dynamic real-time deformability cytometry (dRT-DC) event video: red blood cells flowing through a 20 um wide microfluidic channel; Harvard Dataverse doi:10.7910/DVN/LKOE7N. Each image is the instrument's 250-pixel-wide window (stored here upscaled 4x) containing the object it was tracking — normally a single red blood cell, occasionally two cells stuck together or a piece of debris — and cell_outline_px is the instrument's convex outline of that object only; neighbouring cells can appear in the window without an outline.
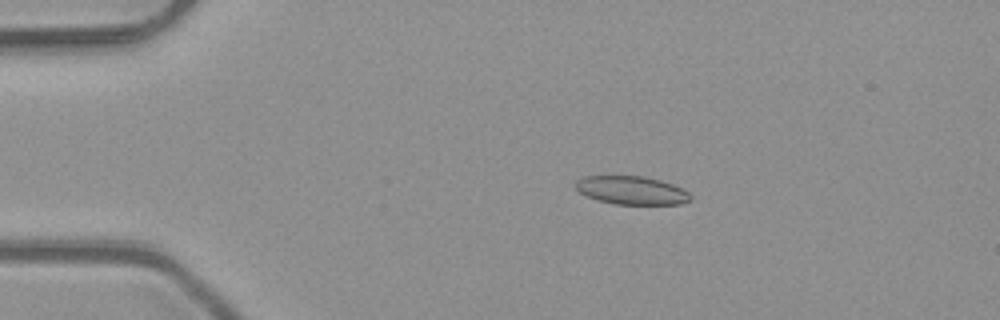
{"species": "common noctule bat (a hibernating species)", "species_latin": "Nyctalus noctula", "temperature_condition": "room temperature", "stored_images_in_passage": 51, "camera_frame_rate_fps": 3000, "um_per_image_px": 0.085, "animal": {"sex": "male", "body_mass_g": 23.1, "forearm_length_mm": 52.7}, "frame": {"image": 1, "passage_image": 10, "time_ms": 3.0, "image_size_px": [1000, 320], "cell_outline_px": [[692, 200], [680, 204], [616, 204], [596, 200], [580, 192], [576, 188], [576, 180], [580, 176], [644, 176], [660, 180], [672, 184], [688, 192], [692, 196]], "centroid_in_image_um": [53.68, 16.17], "position_along_channel_um": 31.3, "area_um2": 18.96}}
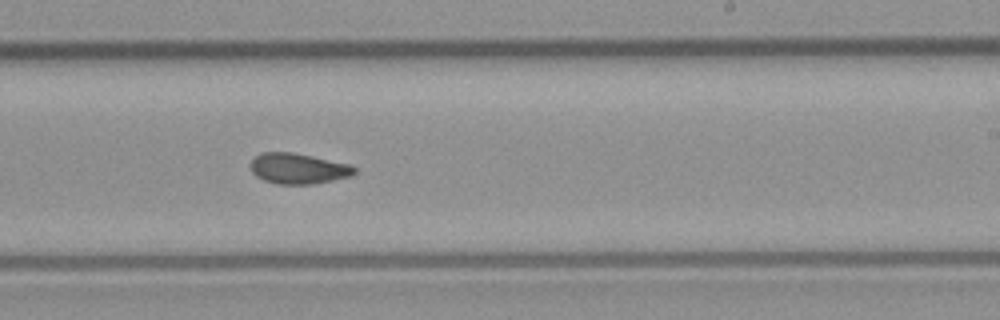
{"frame": {"image": 2, "passage_image": 31, "time_ms": 10.0, "image_size_px": [1000, 320], "cell_outline_px": [[356, 172], [352, 176], [312, 184], [276, 184], [264, 180], [256, 176], [252, 172], [252, 160], [260, 152], [292, 152], [348, 164], [356, 168]], "centroid_in_image_um": [25.34, 14.33], "position_along_channel_um": 263.7, "area_um2": 18.32}}
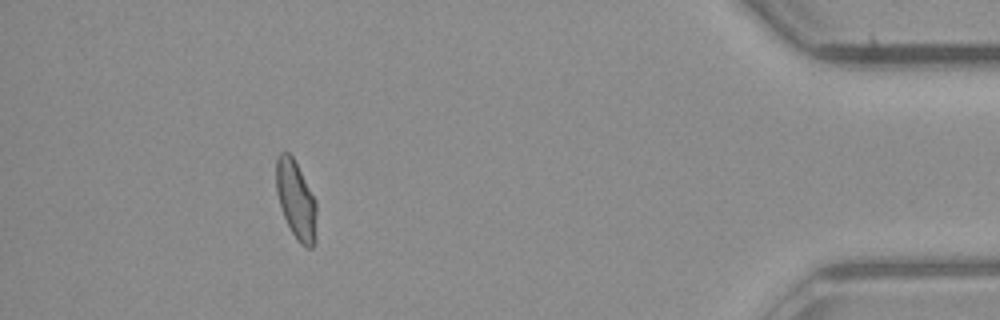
{"frame": {"image": 3, "passage_image": 46, "time_ms": 15.0, "image_size_px": [1000, 320], "cell_outline_px": [[316, 244], [312, 248], [308, 248], [300, 244], [296, 240], [284, 216], [276, 192], [276, 156], [280, 152], [288, 152], [292, 156], [316, 200]], "centroid_in_image_um": [25.17, 17.02], "position_along_channel_um": 410.0, "area_um2": 18.5}, "authors_computed_cell_mechanics": {"area_um2": 18.9584, "velocity_mm_per_s": 4.0914, "shape_relaxation_time_tau1_ms": null, "shape_relaxation_time_tau2_ms": 1.5999, "deformation_change_tau1": null, "deformation_change_tau2": 0.066}}